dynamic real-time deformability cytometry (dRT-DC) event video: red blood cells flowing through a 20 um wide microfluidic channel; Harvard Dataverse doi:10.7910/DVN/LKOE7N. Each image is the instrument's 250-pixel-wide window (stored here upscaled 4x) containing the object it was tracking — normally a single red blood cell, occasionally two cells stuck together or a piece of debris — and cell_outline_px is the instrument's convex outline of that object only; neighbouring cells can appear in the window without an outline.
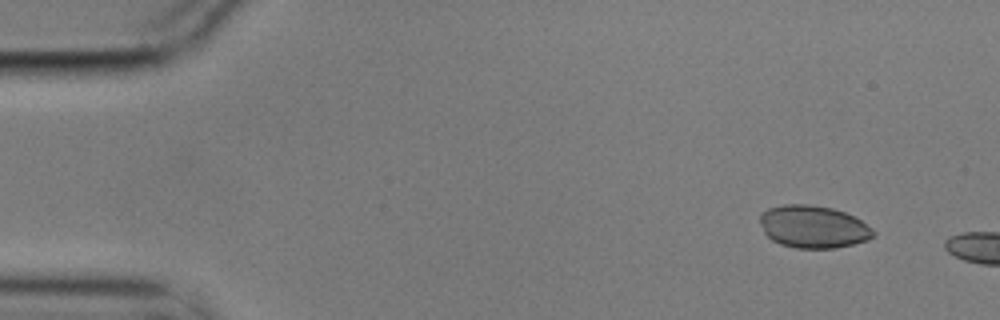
{"species": "common noctule bat (a hibernating species)", "species_latin": "Nyctalus noctula", "temperature_condition": "cold", "stored_images_in_passage": 3, "segment_of_instrument_passage": [2, 2], "camera_frame_rate_fps": 3000, "um_per_image_px": 0.085, "animal": {"sex": "male", "body_mass_g": 17.9}, "frame": {"image": 1, "passage_image": 3, "time_ms": 0.667, "image_size_px": [1000, 320], "cell_outline_px": [[876, 236], [868, 240], [836, 248], [796, 248], [780, 244], [772, 240], [764, 232], [760, 220], [760, 212], [768, 208], [784, 204], [808, 204], [832, 208], [844, 212], [860, 220], [872, 228], [876, 232]], "centroid_in_image_um": [69.13, 19.27], "position_along_channel_um": 15.9, "area_um2": 28.15}}